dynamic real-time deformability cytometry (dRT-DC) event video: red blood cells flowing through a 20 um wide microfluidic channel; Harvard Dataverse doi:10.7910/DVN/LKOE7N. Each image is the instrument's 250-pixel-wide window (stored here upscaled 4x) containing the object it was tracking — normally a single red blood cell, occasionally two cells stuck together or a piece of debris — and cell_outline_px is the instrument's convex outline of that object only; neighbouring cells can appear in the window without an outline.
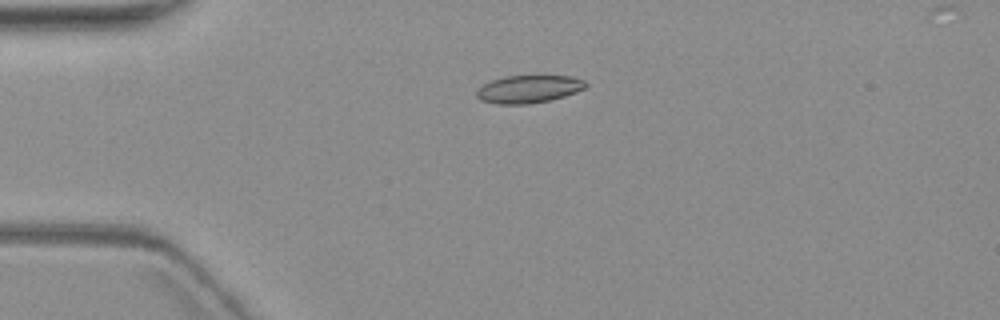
{"species": "common noctule bat (a hibernating species)", "species_latin": "Nyctalus noctula", "temperature_condition": "warm", "stored_images_in_passage": 2, "camera_frame_rate_fps": 3000, "um_per_image_px": 0.085, "animal": {"sex": "female", "body_mass_g": 19.3, "forearm_length_mm": 54.1}, "frame": {"image": 1, "passage_image": 1, "time_ms": 0.0, "image_size_px": [1000, 320], "cell_outline_px": [[588, 84], [584, 88], [576, 92], [552, 100], [528, 104], [496, 104], [480, 100], [476, 96], [476, 88], [492, 80], [504, 76], [572, 76], [584, 80]], "centroid_in_image_um": [44.91, 7.58], "position_along_channel_um": 40.1, "area_um2": 17.74}}